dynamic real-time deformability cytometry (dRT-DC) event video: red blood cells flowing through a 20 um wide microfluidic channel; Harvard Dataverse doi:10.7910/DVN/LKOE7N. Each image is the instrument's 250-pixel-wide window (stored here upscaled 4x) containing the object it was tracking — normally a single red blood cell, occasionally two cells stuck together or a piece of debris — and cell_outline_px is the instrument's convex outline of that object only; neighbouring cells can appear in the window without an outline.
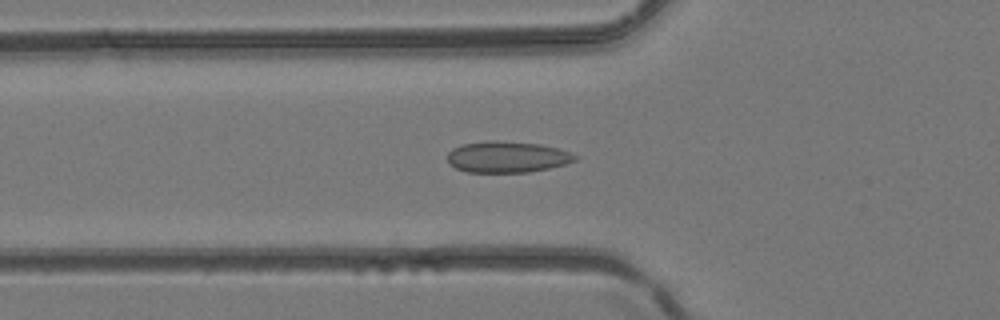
{"species": "common noctule bat (a hibernating species)", "species_latin": "Nyctalus noctula", "temperature_condition": "room temperature", "stored_images_in_passage": 41, "camera_frame_rate_fps": 3000, "um_per_image_px": 0.085, "animal": {"sex": "female", "body_mass_g": 24.6, "forearm_length_mm": 56.2}, "frame": {"image": 1, "passage_image": 15, "time_ms": 4.667, "image_size_px": [1000, 320], "cell_outline_px": [[580, 156], [576, 160], [564, 164], [548, 168], [528, 172], [468, 172], [456, 168], [448, 164], [448, 152], [452, 148], [460, 144], [492, 140], [540, 144], [556, 148]], "centroid_in_image_um": [43.07, 13.34], "position_along_channel_um": 82.7, "area_um2": 23.18}}
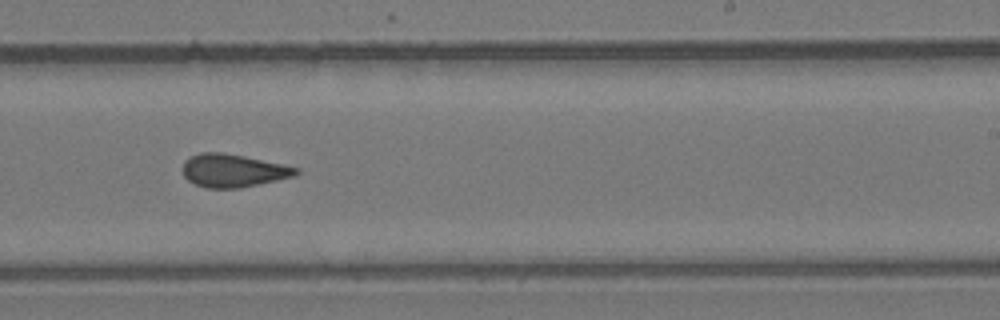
{"frame": {"image": 2, "passage_image": 26, "time_ms": 8.333, "image_size_px": [1000, 320], "cell_outline_px": [[300, 172], [296, 176], [240, 188], [204, 188], [188, 180], [184, 176], [184, 160], [200, 152], [224, 152], [284, 164], [300, 168]], "centroid_in_image_um": [19.86, 14.5], "position_along_channel_um": 269.1, "area_um2": 21.91}}
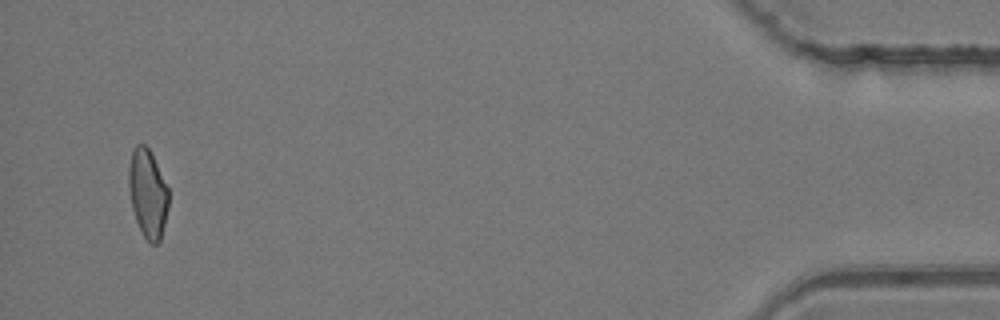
{"frame": {"image": 3, "passage_image": 40, "time_ms": 13.0, "image_size_px": [1000, 320], "cell_outline_px": [[168, 208], [160, 240], [156, 244], [152, 244], [144, 236], [136, 220], [132, 208], [128, 188], [128, 168], [132, 148], [136, 144], [144, 144], [148, 148], [168, 188]], "centroid_in_image_um": [12.53, 16.42], "position_along_channel_um": 422.7, "area_um2": 20.35}}